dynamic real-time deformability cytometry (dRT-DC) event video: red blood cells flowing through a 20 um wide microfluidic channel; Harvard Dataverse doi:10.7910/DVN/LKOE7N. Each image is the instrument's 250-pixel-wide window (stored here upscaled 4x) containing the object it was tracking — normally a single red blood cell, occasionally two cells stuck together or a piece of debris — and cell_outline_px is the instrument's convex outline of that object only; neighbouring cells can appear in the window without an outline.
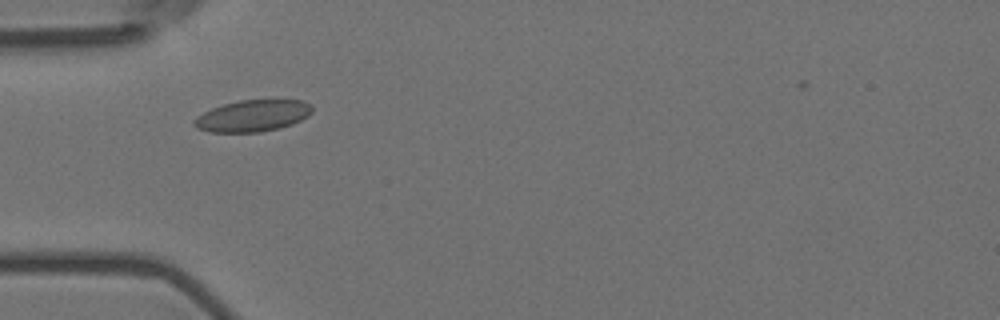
{"species": "Egyptian fruit bat (a non-hibernating species)", "species_latin": "Rousettus aegyptiacus", "temperature_condition": "room temperature", "stored_images_in_passage": 40, "camera_frame_rate_fps": 3000, "um_per_image_px": 0.085, "animal": {"sex": "female"}, "frame": {"image": 1, "passage_image": 1, "time_ms": 0.0, "image_size_px": [1000, 320], "cell_outline_px": [[312, 112], [308, 116], [292, 124], [280, 128], [260, 132], [208, 132], [196, 128], [192, 124], [192, 120], [196, 116], [212, 108], [224, 104], [240, 100], [300, 100], [308, 104], [312, 108]], "centroid_in_image_um": [21.43, 9.85], "position_along_channel_um": 63.6, "area_um2": 21.73}}
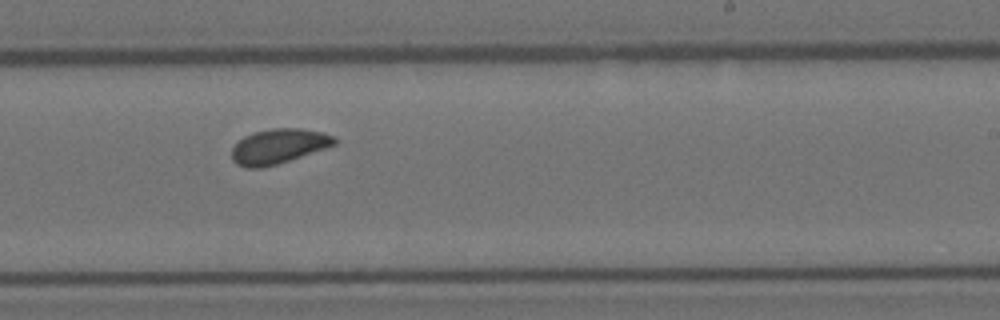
{"frame": {"image": 2, "passage_image": 18, "time_ms": 5.667, "image_size_px": [1000, 320], "cell_outline_px": [[336, 144], [276, 164], [260, 168], [248, 168], [236, 164], [232, 160], [232, 148], [244, 136], [252, 132], [272, 128], [300, 128], [324, 132], [332, 136], [336, 140]], "centroid_in_image_um": [23.64, 12.42], "position_along_channel_um": 265.4, "area_um2": 20.58}}
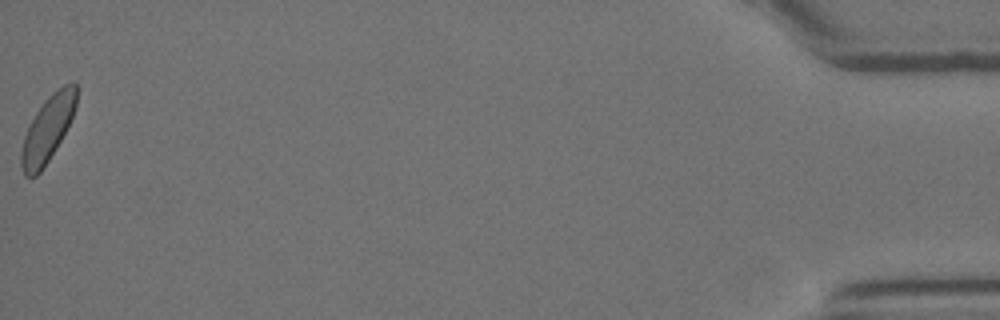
{"frame": {"image": 3, "passage_image": 40, "time_ms": 13.0, "image_size_px": [1000, 320], "cell_outline_px": [[76, 104], [72, 116], [56, 148], [40, 172], [36, 176], [24, 176], [20, 164], [20, 156], [24, 136], [36, 112], [44, 100], [52, 92], [64, 84], [72, 80], [76, 80]], "centroid_in_image_um": [4.04, 10.93], "position_along_channel_um": 431.2, "area_um2": 20.81}, "authors_computed_cell_mechanics": {"area_um2": 20.8658, "velocity_mm_per_s": 3.5862, "shape_relaxation_time_tau1_ms": 4.8879, "shape_relaxation_time_tau2_ms": 2.9171, "deformation_change_tau1": 0.0706, "deformation_change_tau2": 0.0505}}